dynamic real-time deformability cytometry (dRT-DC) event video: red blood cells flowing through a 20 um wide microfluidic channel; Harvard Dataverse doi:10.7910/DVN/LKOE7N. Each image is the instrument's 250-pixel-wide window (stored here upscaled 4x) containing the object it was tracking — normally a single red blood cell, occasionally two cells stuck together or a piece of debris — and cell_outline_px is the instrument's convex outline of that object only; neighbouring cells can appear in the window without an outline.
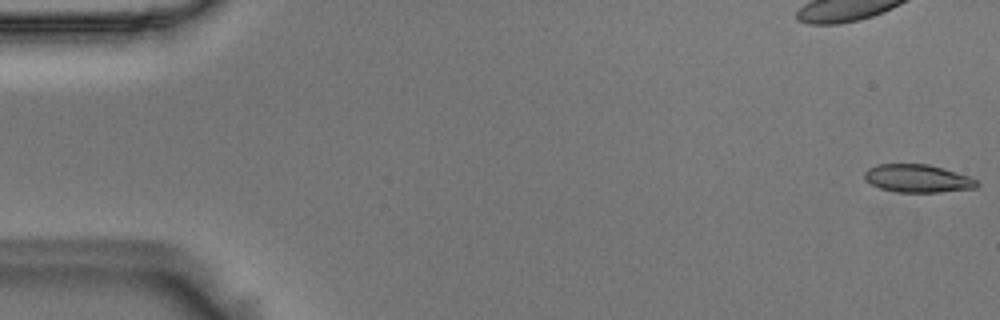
{"species": "Egyptian fruit bat (a non-hibernating species)", "species_latin": "Rousettus aegyptiacus", "temperature_condition": "room temperature", "stored_images_in_passage": 11, "camera_frame_rate_fps": 3000, "um_per_image_px": 0.085, "animal": {"sex": "male"}, "frame": {"image": 1, "passage_image": 1, "time_ms": 0.0, "image_size_px": [1000, 320], "cell_outline_px": [[980, 184], [976, 188], [940, 192], [896, 192], [880, 188], [864, 180], [864, 172], [868, 168], [876, 164], [928, 164], [944, 168], [968, 176], [976, 180]], "centroid_in_image_um": [77.98, 15.16], "position_along_channel_um": 7.0, "area_um2": 18.38}}